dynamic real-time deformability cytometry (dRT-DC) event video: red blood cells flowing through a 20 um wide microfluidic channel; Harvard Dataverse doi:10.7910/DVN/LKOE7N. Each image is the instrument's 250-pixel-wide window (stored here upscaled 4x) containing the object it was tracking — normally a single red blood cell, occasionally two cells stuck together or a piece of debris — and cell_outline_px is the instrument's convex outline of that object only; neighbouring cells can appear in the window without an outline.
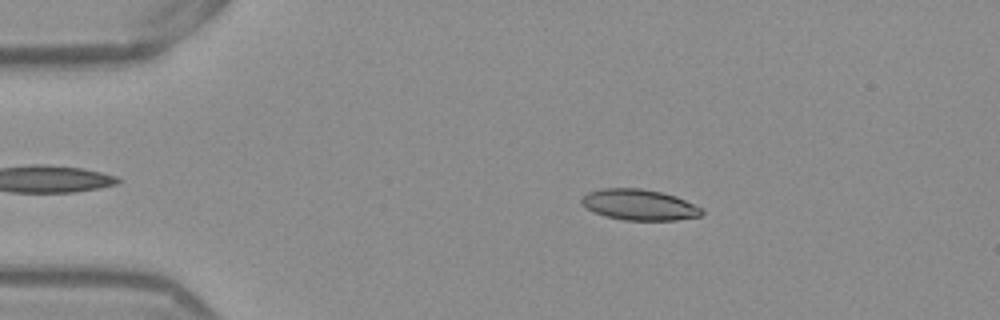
{"species": "Egyptian fruit bat (a non-hibernating species)", "species_latin": "Rousettus aegyptiacus", "temperature_condition": "warm", "stored_images_in_passage": 36, "camera_frame_rate_fps": 3000, "um_per_image_px": 0.085, "frame": {"image": 1, "passage_image": 1, "time_ms": 0.0, "image_size_px": [1000, 320], "cell_outline_px": [[704, 212], [700, 216], [676, 220], [624, 220], [604, 216], [592, 212], [580, 204], [580, 200], [588, 192], [600, 188], [640, 188], [660, 192], [676, 196], [704, 208]], "centroid_in_image_um": [54.32, 17.41], "position_along_channel_um": 30.7, "area_um2": 21.85}}
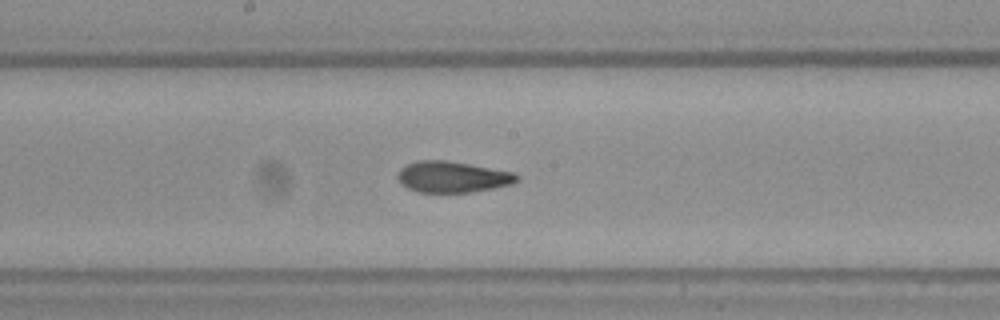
{"frame": {"image": 2, "passage_image": 19, "time_ms": 6.0, "image_size_px": [1000, 320], "cell_outline_px": [[520, 180], [512, 184], [472, 192], [420, 192], [408, 188], [400, 184], [396, 176], [400, 168], [416, 160], [448, 160], [516, 172], [520, 176]], "centroid_in_image_um": [38.48, 15.02], "position_along_channel_um": 209.7, "area_um2": 21.91}}
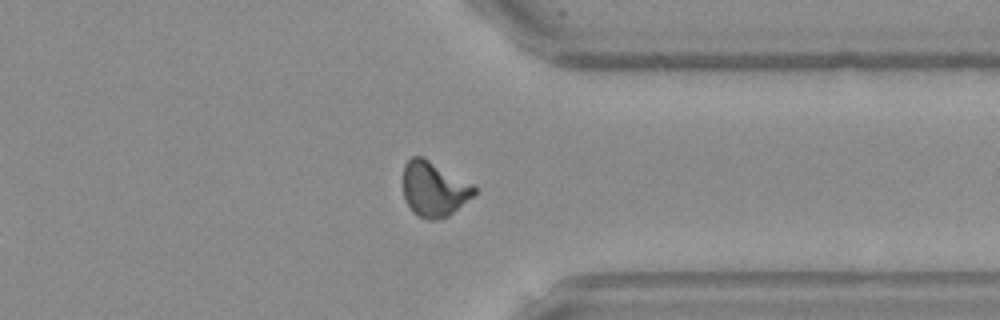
{"frame": {"image": 3, "passage_image": 32, "time_ms": 10.333, "image_size_px": [1000, 320], "cell_outline_px": [[476, 192], [472, 196], [448, 216], [436, 220], [428, 220], [420, 216], [404, 200], [404, 164], [412, 156], [424, 156], [472, 184], [476, 188]], "centroid_in_image_um": [36.88, 16.04], "position_along_channel_um": 374.5, "area_um2": 22.48}, "authors_computed_cell_mechanics": {"area_um2": 22.0507, "velocity_mm_per_s": 3.8791, "shape_relaxation_time_tau1_ms": 8.7758, "shape_relaxation_time_tau2_ms": 1.6593, "deformation_change_tau1": 0.1984, "deformation_change_tau2": 0.0885}}